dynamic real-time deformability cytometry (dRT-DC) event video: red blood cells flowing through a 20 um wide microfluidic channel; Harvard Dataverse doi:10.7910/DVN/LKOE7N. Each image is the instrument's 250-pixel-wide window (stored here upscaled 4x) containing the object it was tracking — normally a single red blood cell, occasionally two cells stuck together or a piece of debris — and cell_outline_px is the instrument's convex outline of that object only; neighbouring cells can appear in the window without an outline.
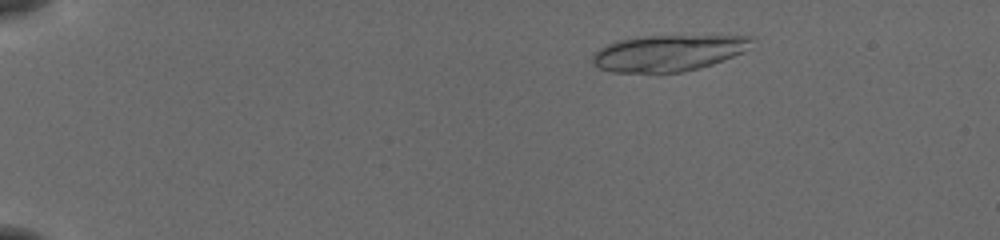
{"species": "common noctule bat (a hibernating species)", "species_latin": "Nyctalus noctula", "temperature_condition": "cold", "stored_images_in_passage": 20, "camera_frame_rate_fps": 3000, "um_per_image_px": 0.085, "animal": {"sex": "female", "body_mass_g": 19.5, "forearm_length_mm": 54.1}, "frame": {"image": 1, "passage_image": 9, "time_ms": 2.667, "image_size_px": [1000, 240], "cell_outline_px": [[752, 40], [744, 52], [712, 64], [700, 68], [680, 72], [612, 72], [600, 68], [592, 64], [592, 56], [600, 48], [608, 44], [620, 40], [644, 36], [752, 36]], "centroid_in_image_um": [56.78, 4.51], "position_along_channel_um": 28.2, "area_um2": 33.18}}